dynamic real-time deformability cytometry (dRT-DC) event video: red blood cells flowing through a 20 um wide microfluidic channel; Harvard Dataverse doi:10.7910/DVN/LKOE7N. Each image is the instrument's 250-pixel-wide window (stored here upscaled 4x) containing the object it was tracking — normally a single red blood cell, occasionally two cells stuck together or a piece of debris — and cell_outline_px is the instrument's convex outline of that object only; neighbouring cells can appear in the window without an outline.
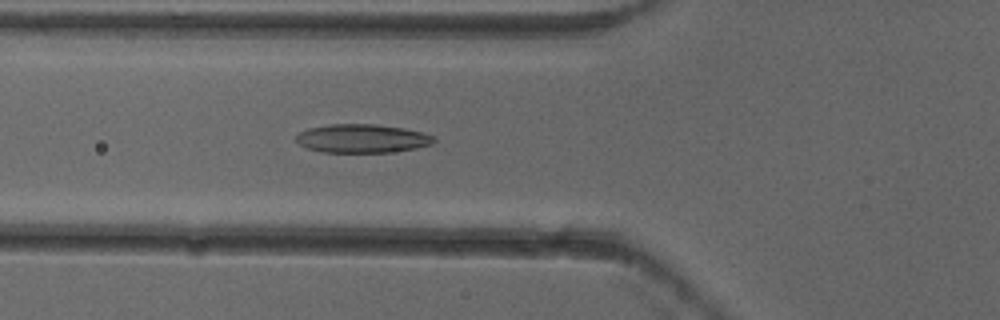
{"species": "common noctule bat (a hibernating species)", "species_latin": "Nyctalus noctula", "temperature_condition": "cold", "stored_images_in_passage": 5, "camera_frame_rate_fps": 3000, "um_per_image_px": 0.085, "animal": {"sex": "female"}, "frame": {"image": 1, "passage_image": 5, "time_ms": 1.333, "image_size_px": [1000, 320], "cell_outline_px": [[436, 140], [432, 144], [416, 148], [388, 152], [320, 152], [308, 148], [300, 144], [296, 140], [296, 136], [300, 132], [308, 128], [328, 124], [376, 124], [404, 128], [424, 132], [432, 136]], "centroid_in_image_um": [30.78, 11.76], "position_along_channel_um": 95.0, "area_um2": 22.95}}